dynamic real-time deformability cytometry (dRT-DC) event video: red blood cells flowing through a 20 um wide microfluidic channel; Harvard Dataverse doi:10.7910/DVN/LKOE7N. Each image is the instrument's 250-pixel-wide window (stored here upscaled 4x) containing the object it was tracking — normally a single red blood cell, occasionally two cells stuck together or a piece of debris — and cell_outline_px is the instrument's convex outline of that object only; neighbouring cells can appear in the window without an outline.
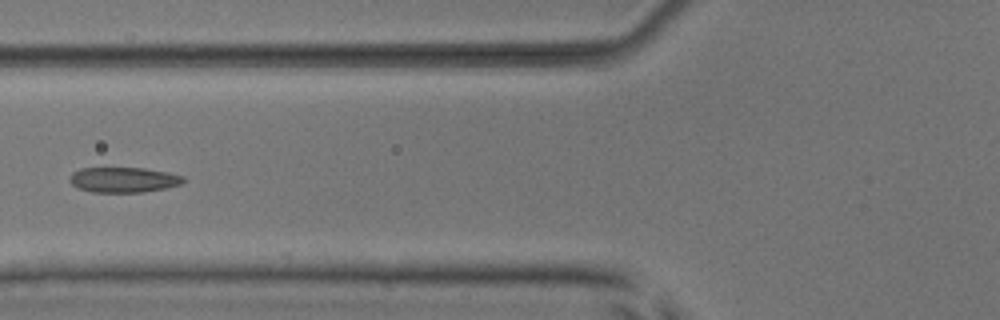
{"species": "common noctule bat (a hibernating species)", "species_latin": "Nyctalus noctula", "temperature_condition": "room temperature", "stored_images_in_passage": 6, "camera_frame_rate_fps": 3000, "um_per_image_px": 0.085, "animal": {"sex": "male", "body_mass_g": 17.9, "forearm_length_mm": 54.2}, "frame": {"image": 1, "passage_image": 6, "time_ms": 6.667, "image_size_px": [1000, 320], "cell_outline_px": [[184, 180], [180, 184], [168, 188], [144, 192], [92, 192], [80, 188], [72, 184], [68, 180], [68, 176], [72, 172], [80, 168], [144, 168], [168, 172], [184, 176]], "centroid_in_image_um": [10.49, 15.28], "position_along_channel_um": 115.3, "area_um2": 16.82}}